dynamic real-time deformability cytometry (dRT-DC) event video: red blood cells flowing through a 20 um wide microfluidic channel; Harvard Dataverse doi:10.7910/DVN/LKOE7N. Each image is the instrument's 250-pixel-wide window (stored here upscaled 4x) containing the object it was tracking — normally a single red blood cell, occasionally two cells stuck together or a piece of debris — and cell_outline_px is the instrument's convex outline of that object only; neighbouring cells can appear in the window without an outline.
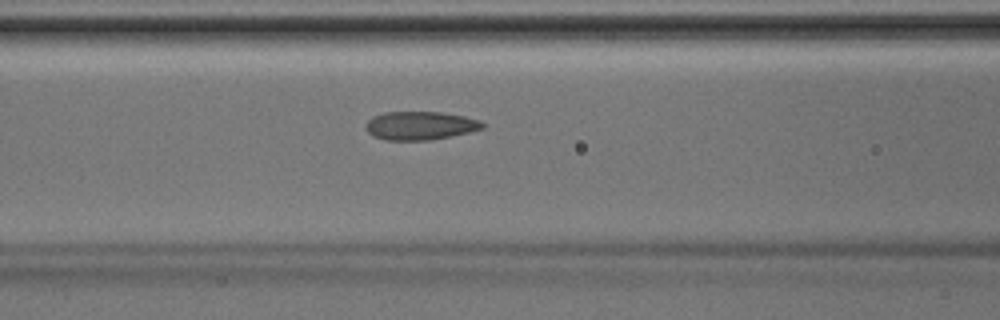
{"species": "Egyptian fruit bat (a non-hibernating species)", "species_latin": "Rousettus aegyptiacus", "temperature_condition": "room temperature", "stored_images_in_passage": 36, "camera_frame_rate_fps": 3000, "um_per_image_px": 0.085, "animal": {"sex": "male"}, "frame": {"image": 1, "passage_image": 18, "time_ms": 5.667, "image_size_px": [1000, 320], "cell_outline_px": [[484, 128], [468, 132], [428, 140], [384, 140], [372, 136], [364, 128], [364, 124], [372, 116], [384, 112], [444, 112], [464, 116], [480, 120], [484, 124]], "centroid_in_image_um": [35.66, 10.67], "position_along_channel_um": 130.9, "area_um2": 19.42}}
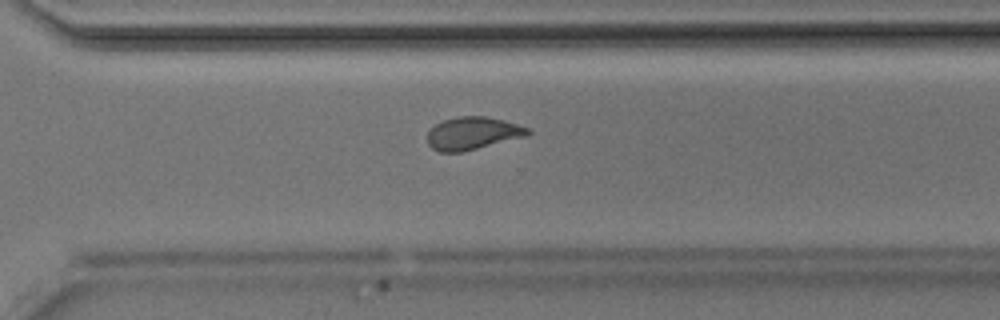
{"frame": {"image": 2, "passage_image": 31, "time_ms": 10.0, "image_size_px": [1000, 320], "cell_outline_px": [[532, 132], [528, 136], [460, 152], [440, 152], [432, 148], [428, 144], [428, 132], [436, 124], [444, 120], [456, 116], [488, 116], [504, 120], [528, 128]], "centroid_in_image_um": [40.19, 11.32], "position_along_channel_um": 330.4, "area_um2": 19.07}}
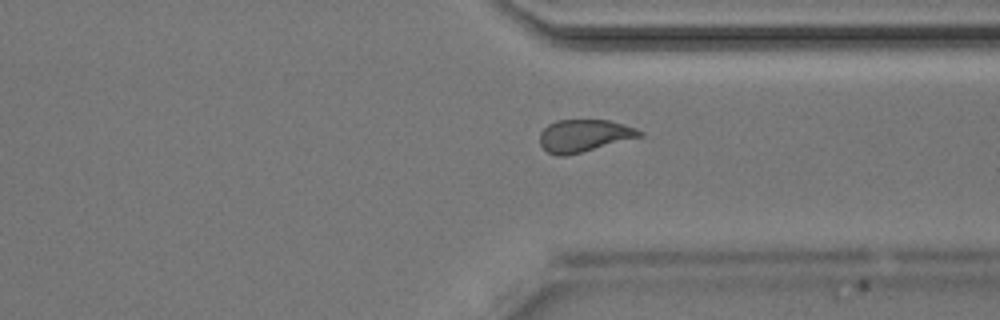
{"frame": {"image": 3, "passage_image": 33, "time_ms": 10.667, "image_size_px": [1000, 320], "cell_outline_px": [[644, 136], [564, 156], [556, 156], [548, 152], [540, 144], [540, 132], [548, 124], [556, 120], [608, 120], [636, 128], [644, 132]], "centroid_in_image_um": [49.65, 11.52], "position_along_channel_um": 361.8, "area_um2": 18.73}}